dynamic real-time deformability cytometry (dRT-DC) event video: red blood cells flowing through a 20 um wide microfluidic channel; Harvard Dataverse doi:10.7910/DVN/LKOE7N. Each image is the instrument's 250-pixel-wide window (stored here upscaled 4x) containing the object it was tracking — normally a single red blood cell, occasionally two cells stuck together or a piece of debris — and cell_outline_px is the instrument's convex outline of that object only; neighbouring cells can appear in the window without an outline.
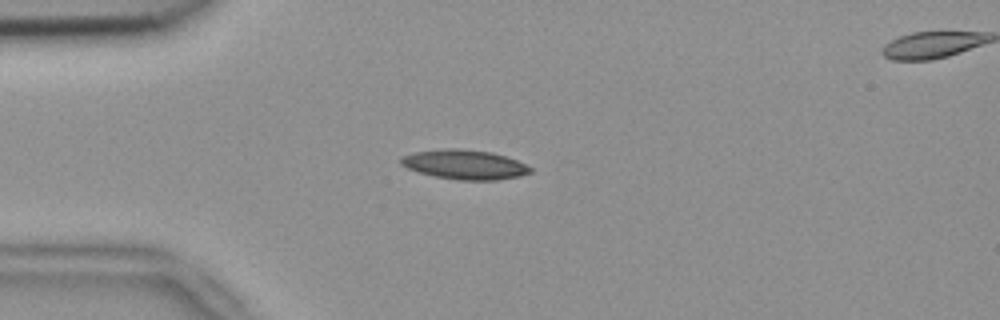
{"species": "common noctule bat (a hibernating species)", "species_latin": "Nyctalus noctula", "temperature_condition": "room temperature", "stored_images_in_passage": 41, "segment_of_instrument_passage": [1, 2], "camera_frame_rate_fps": 3000, "um_per_image_px": 0.085, "animal": {"sex": "female", "body_mass_g": 18.4}, "frame": {"image": 1, "passage_image": 1, "time_ms": 0.0, "image_size_px": [1000, 320], "cell_outline_px": [[532, 172], [520, 176], [496, 180], [460, 180], [436, 176], [420, 172], [408, 168], [400, 164], [400, 156], [416, 152], [448, 148], [456, 148], [492, 152], [516, 160], [532, 168]], "centroid_in_image_um": [39.5, 13.98], "position_along_channel_um": 45.5, "area_um2": 22.02}}
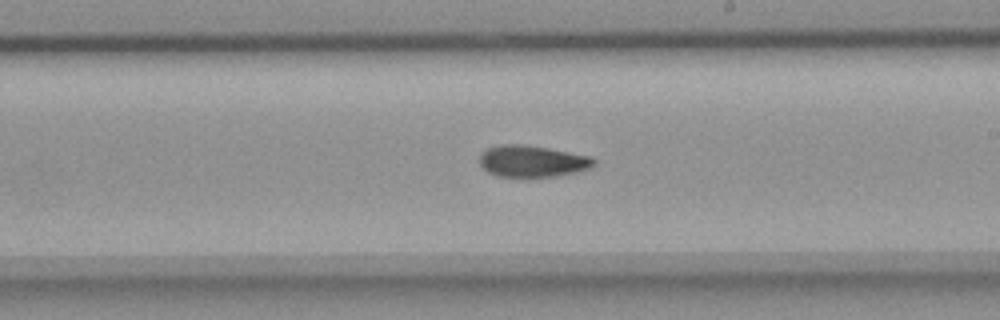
{"frame": {"image": 2, "passage_image": 18, "time_ms": 5.667, "image_size_px": [1000, 320], "cell_outline_px": [[596, 164], [588, 168], [576, 172], [556, 176], [496, 176], [488, 172], [480, 164], [480, 152], [484, 148], [500, 144], [524, 144], [548, 148], [592, 156], [596, 160]], "centroid_in_image_um": [45.22, 13.68], "position_along_channel_um": 243.8, "area_um2": 21.15}}
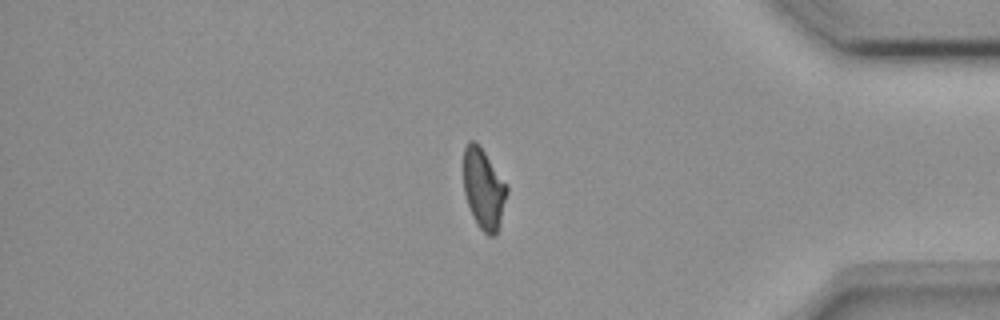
{"frame": {"image": 3, "passage_image": 32, "time_ms": 10.333, "image_size_px": [1000, 320], "cell_outline_px": [[508, 192], [496, 236], [488, 236], [476, 224], [472, 216], [464, 192], [464, 148], [468, 140], [476, 140], [508, 184]], "centroid_in_image_um": [41.12, 16.03], "position_along_channel_um": 394.1, "area_um2": 20.58}}